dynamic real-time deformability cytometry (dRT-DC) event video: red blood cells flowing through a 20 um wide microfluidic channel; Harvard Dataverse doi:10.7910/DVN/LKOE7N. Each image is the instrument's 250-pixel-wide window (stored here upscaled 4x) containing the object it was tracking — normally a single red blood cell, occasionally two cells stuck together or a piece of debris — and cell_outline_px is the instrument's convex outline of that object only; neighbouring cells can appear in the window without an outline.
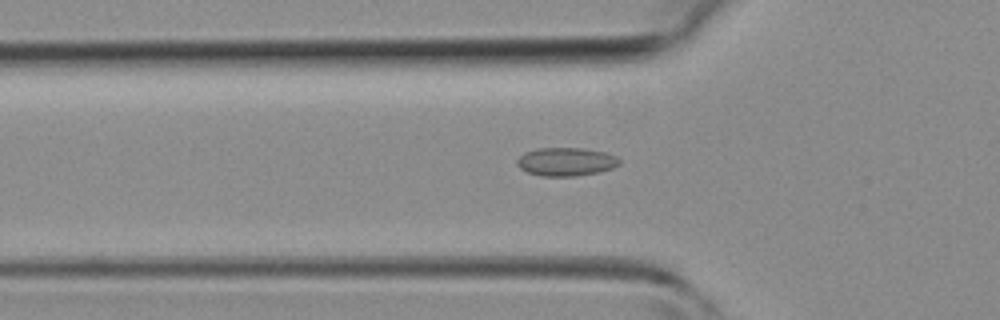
{"species": "common noctule bat (a hibernating species)", "species_latin": "Nyctalus noctula", "temperature_condition": "room temperature", "stored_images_in_passage": 35, "camera_frame_rate_fps": 3000, "um_per_image_px": 0.085, "animal": {"sex": "female", "body_mass_g": 19.3, "forearm_length_mm": 54.1}, "frame": {"image": 1, "passage_image": 7, "time_ms": 2.0, "image_size_px": [1000, 320], "cell_outline_px": [[620, 164], [612, 168], [600, 172], [576, 176], [540, 176], [528, 172], [520, 168], [516, 164], [516, 160], [524, 152], [540, 148], [580, 148], [604, 152], [616, 156], [620, 160]], "centroid_in_image_um": [48.1, 13.75], "position_along_channel_um": 77.7, "area_um2": 16.94}}
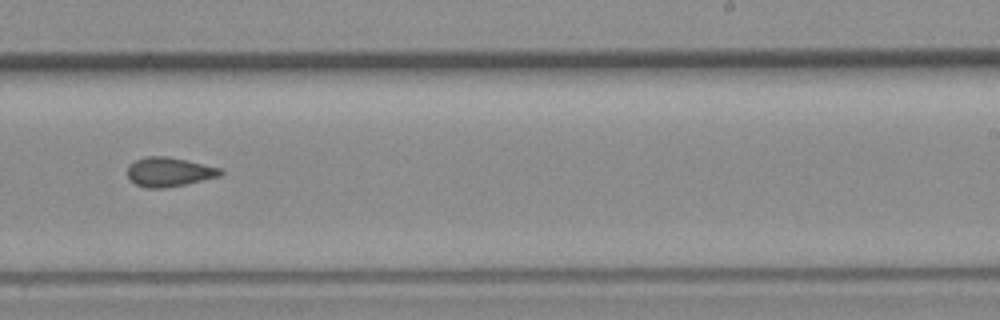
{"frame": {"image": 2, "passage_image": 19, "time_ms": 6.0, "image_size_px": [1000, 320], "cell_outline_px": [[224, 172], [220, 176], [184, 184], [160, 188], [148, 188], [136, 184], [128, 176], [128, 164], [144, 156], [164, 156], [184, 160], [220, 168]], "centroid_in_image_um": [14.35, 14.61], "position_along_channel_um": 274.7, "area_um2": 15.49}}
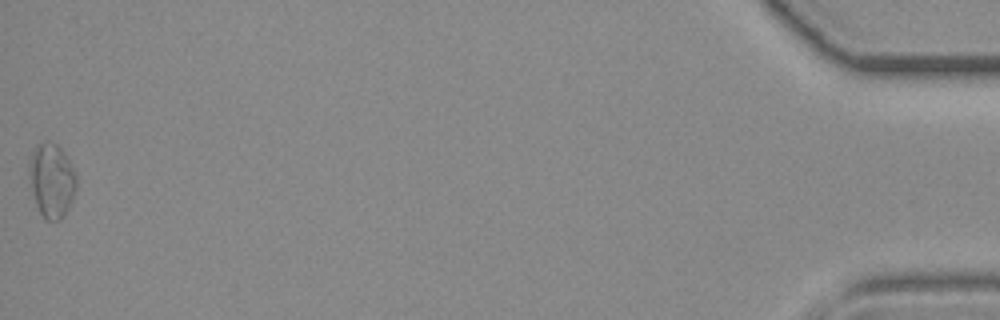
{"frame": {"image": 3, "passage_image": 35, "time_ms": 11.333, "image_size_px": [1000, 320], "cell_outline_px": [[76, 188], [68, 208], [64, 216], [60, 220], [44, 220], [36, 204], [32, 192], [28, 172], [28, 160], [36, 144], [56, 144], [60, 148], [68, 160], [76, 176]], "centroid_in_image_um": [4.36, 15.37], "position_along_channel_um": 430.8, "area_um2": 20.11}}